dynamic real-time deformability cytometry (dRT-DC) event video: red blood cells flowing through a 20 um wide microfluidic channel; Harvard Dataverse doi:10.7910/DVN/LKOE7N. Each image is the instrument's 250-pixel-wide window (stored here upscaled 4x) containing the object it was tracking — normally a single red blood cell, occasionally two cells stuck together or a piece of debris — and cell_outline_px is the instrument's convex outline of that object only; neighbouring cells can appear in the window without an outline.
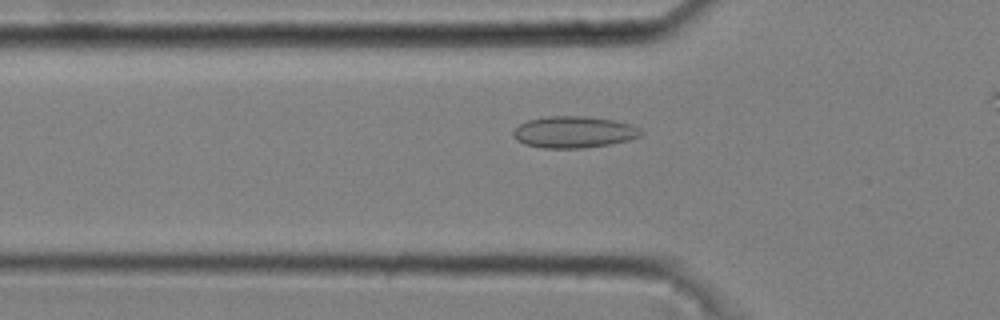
{"species": "common noctule bat (a hibernating species)", "species_latin": "Nyctalus noctula", "temperature_condition": "cold", "stored_images_in_passage": 31, "camera_frame_rate_fps": 3000, "um_per_image_px": 0.085, "animal": {"sex": "male", "body_mass_g": 20.4}, "frame": {"image": 1, "passage_image": 2, "time_ms": 0.333, "image_size_px": [1000, 320], "cell_outline_px": [[644, 132], [640, 136], [628, 140], [608, 144], [584, 148], [544, 148], [524, 144], [516, 140], [512, 136], [512, 132], [520, 124], [528, 120], [548, 116], [588, 116], [612, 120], [632, 124], [640, 128]], "centroid_in_image_um": [48.77, 11.22], "position_along_channel_um": 77.0, "area_um2": 23.58}}
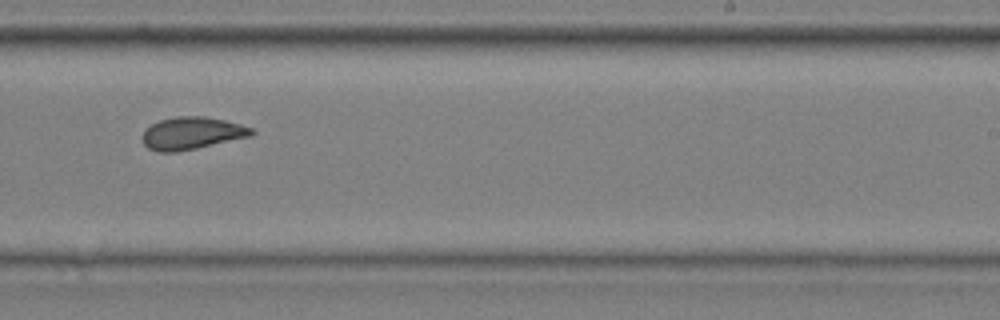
{"frame": {"image": 2, "passage_image": 18, "time_ms": 5.667, "image_size_px": [1000, 320], "cell_outline_px": [[256, 132], [252, 136], [196, 148], [176, 152], [156, 152], [148, 148], [144, 144], [140, 136], [144, 128], [160, 120], [176, 116], [204, 116], [224, 120], [240, 124], [252, 128]], "centroid_in_image_um": [16.27, 11.32], "position_along_channel_um": 272.7, "area_um2": 20.81}}
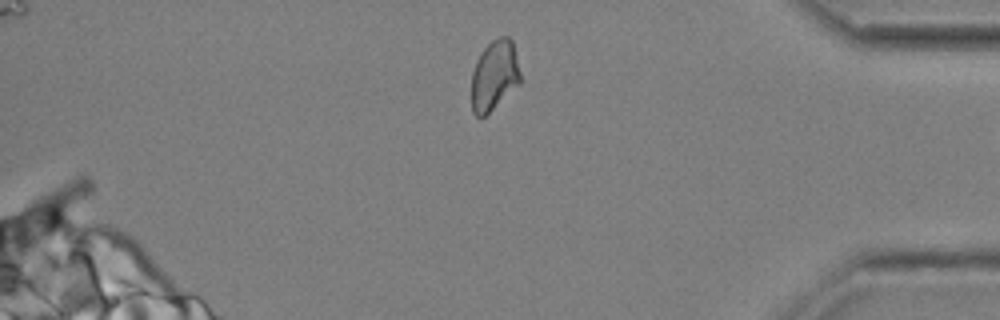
{"frame": {"image": 3, "passage_image": 30, "time_ms": 9.667, "image_size_px": [1000, 320], "cell_outline_px": [[520, 84], [484, 116], [476, 116], [472, 112], [472, 72], [476, 60], [480, 52], [492, 40], [500, 36], [508, 36], [512, 40], [520, 72]], "centroid_in_image_um": [42.01, 6.39], "position_along_channel_um": 393.2, "area_um2": 19.88}}